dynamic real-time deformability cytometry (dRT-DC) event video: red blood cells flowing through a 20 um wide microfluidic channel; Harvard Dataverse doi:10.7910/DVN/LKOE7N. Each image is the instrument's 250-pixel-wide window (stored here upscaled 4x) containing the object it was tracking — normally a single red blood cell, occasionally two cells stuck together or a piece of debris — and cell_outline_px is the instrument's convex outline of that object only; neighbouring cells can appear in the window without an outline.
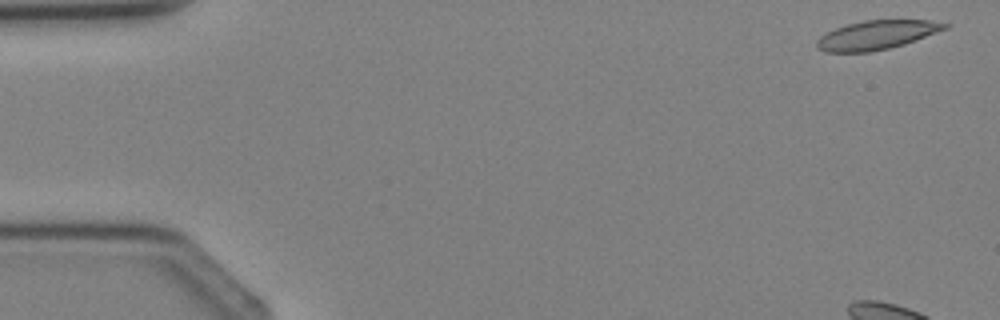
{"species": "Egyptian fruit bat (a non-hibernating species)", "species_latin": "Rousettus aegyptiacus", "temperature_condition": "cold", "stored_images_in_passage": 4, "camera_frame_rate_fps": 3000, "um_per_image_px": 0.085, "animal": {"sex": "female"}, "frame": {"image": 1, "passage_image": 1, "time_ms": 0.0, "image_size_px": [1000, 320], "cell_outline_px": [[952, 24], [948, 28], [916, 40], [904, 44], [888, 48], [868, 52], [824, 52], [816, 48], [816, 40], [820, 36], [836, 28], [848, 24], [864, 20], [928, 20]], "centroid_in_image_um": [74.51, 2.97], "position_along_channel_um": 10.5, "area_um2": 21.56}}